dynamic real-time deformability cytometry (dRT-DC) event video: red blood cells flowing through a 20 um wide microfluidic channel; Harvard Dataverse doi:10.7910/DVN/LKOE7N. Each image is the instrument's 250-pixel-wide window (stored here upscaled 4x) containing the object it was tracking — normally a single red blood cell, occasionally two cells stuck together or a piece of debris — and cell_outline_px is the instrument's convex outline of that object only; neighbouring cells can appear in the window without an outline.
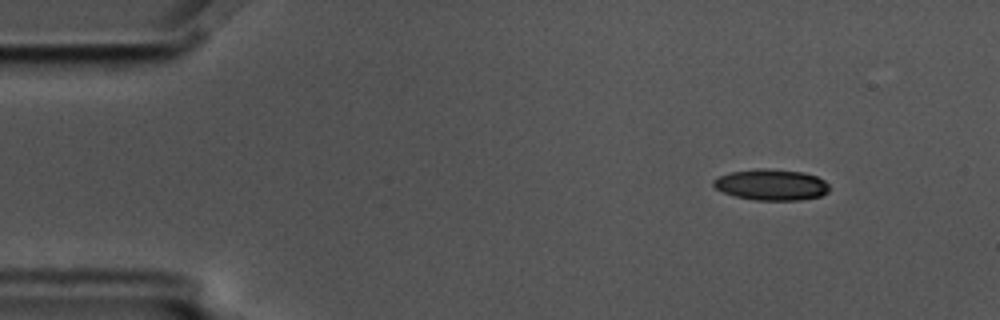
{"species": "common noctule bat (a hibernating species)", "species_latin": "Nyctalus noctula", "temperature_condition": "cold", "stored_images_in_passage": 51, "camera_frame_rate_fps": 3000, "um_per_image_px": 0.085, "animal": {"sex": "male", "body_mass_g": 17.5, "forearm_length_mm": 52.3}, "frame": {"image": 1, "passage_image": 1, "time_ms": 0.0, "image_size_px": [1000, 320], "cell_outline_px": [[832, 188], [828, 192], [820, 196], [800, 200], [756, 200], [736, 196], [724, 192], [716, 188], [712, 184], [712, 180], [728, 172], [756, 168], [768, 168], [804, 172], [816, 176], [824, 180]], "centroid_in_image_um": [65.58, 15.69], "position_along_channel_um": 19.4, "area_um2": 21.15}}
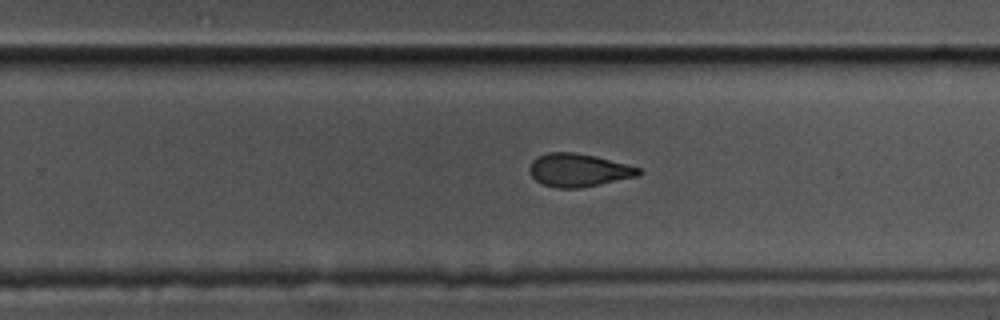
{"frame": {"image": 2, "passage_image": 30, "time_ms": 9.667, "image_size_px": [1000, 320], "cell_outline_px": [[640, 172], [636, 176], [600, 184], [580, 188], [556, 188], [544, 184], [536, 180], [532, 176], [528, 168], [532, 160], [536, 156], [548, 152], [572, 152], [596, 156], [640, 168]], "centroid_in_image_um": [49.12, 14.45], "position_along_channel_um": 280.7, "area_um2": 20.87}}
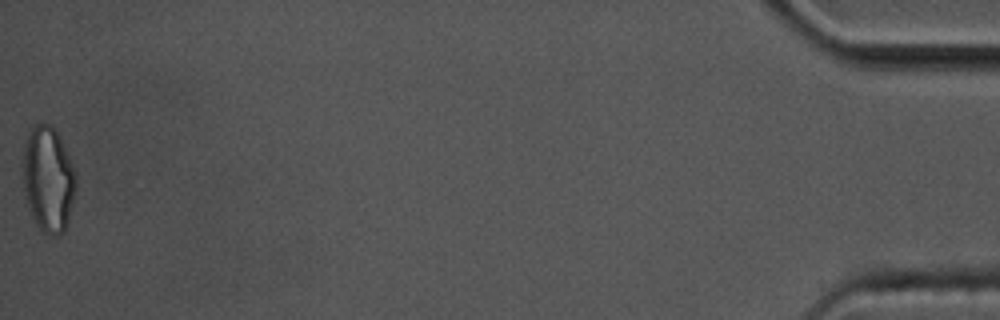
{"frame": {"image": 3, "passage_image": 51, "time_ms": 16.667, "image_size_px": [1000, 320], "cell_outline_px": [[76, 188], [68, 220], [64, 232], [56, 236], [52, 236], [44, 232], [36, 224], [28, 208], [24, 192], [20, 160], [28, 128], [36, 120], [52, 124], [76, 172]], "centroid_in_image_um": [4.04, 15.16], "position_along_channel_um": 431.2, "area_um2": 33.47}, "authors_computed_cell_mechanics": {"area_um2": 22.3108, "velocity_mm_per_s": 3.5762, "shape_relaxation_time_tau1_ms": 7.4208, "shape_relaxation_time_tau2_ms": 3.0488, "deformation_change_tau1": 0.1824, "deformation_change_tau2": 0.0965}}